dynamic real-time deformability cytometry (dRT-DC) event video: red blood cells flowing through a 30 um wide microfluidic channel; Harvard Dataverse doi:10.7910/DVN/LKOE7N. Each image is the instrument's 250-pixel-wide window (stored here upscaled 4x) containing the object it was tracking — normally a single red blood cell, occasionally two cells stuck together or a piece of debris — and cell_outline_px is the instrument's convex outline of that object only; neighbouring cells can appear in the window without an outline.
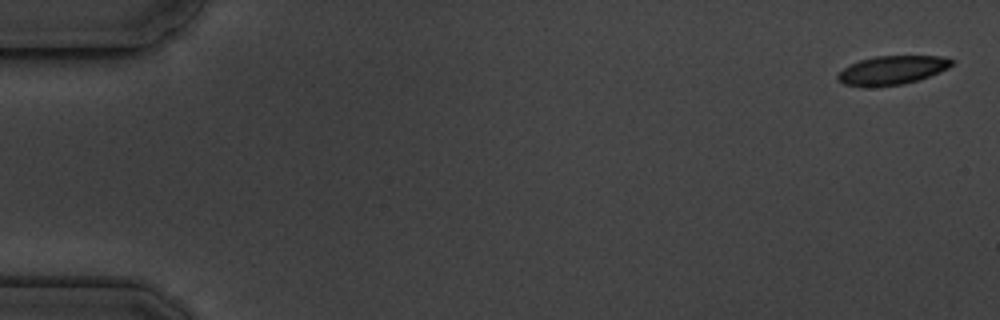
{"species": "common noctule bat (a hibernating species)", "species_latin": "Nyctalus noctula", "temperature_condition": "cold", "stored_images_in_passage": 9, "camera_frame_rate_fps": 3000, "um_per_image_px": 0.085, "animal": {"sex": "male", "body_mass_g": 19.5, "forearm_length_mm": 54.6}, "frame": {"image": 1, "passage_image": 1, "time_ms": 0.0, "image_size_px": [1000, 320], "cell_outline_px": [[956, 60], [948, 68], [928, 76], [904, 84], [864, 88], [844, 84], [836, 80], [836, 76], [844, 68], [860, 60], [876, 56], [940, 56]], "centroid_in_image_um": [75.79, 5.98], "position_along_channel_um": 9.2, "area_um2": 19.13}}
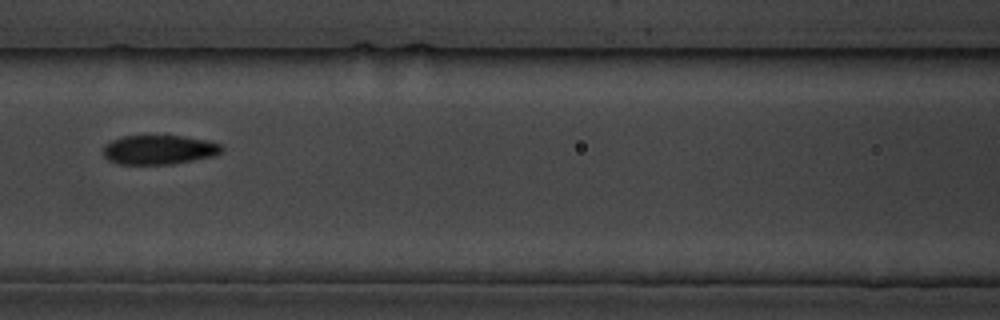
{"frame": {"image": 2, "passage_image": 8, "time_ms": 8.0, "image_size_px": [1000, 320], "cell_outline_px": [[224, 148], [216, 156], [172, 164], [120, 164], [108, 160], [104, 156], [104, 144], [112, 140], [124, 136], [184, 136], [204, 140], [220, 144]], "centroid_in_image_um": [13.52, 12.73], "position_along_channel_um": 153.1, "area_um2": 20.17}}
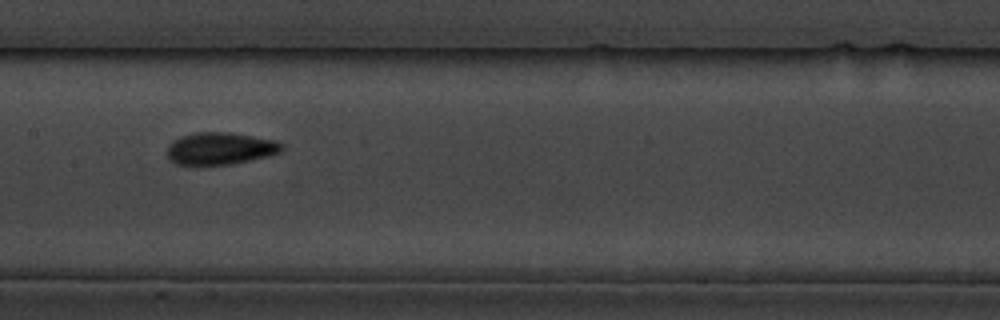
{"frame": {"image": 3, "passage_image": 9, "time_ms": 9.0, "image_size_px": [1000, 320], "cell_outline_px": [[284, 148], [280, 152], [268, 156], [232, 164], [196, 168], [176, 164], [168, 156], [168, 144], [172, 140], [180, 136], [196, 132], [232, 132], [276, 140], [284, 144]], "centroid_in_image_um": [18.69, 12.65], "position_along_channel_um": 188.7, "area_um2": 22.37}}